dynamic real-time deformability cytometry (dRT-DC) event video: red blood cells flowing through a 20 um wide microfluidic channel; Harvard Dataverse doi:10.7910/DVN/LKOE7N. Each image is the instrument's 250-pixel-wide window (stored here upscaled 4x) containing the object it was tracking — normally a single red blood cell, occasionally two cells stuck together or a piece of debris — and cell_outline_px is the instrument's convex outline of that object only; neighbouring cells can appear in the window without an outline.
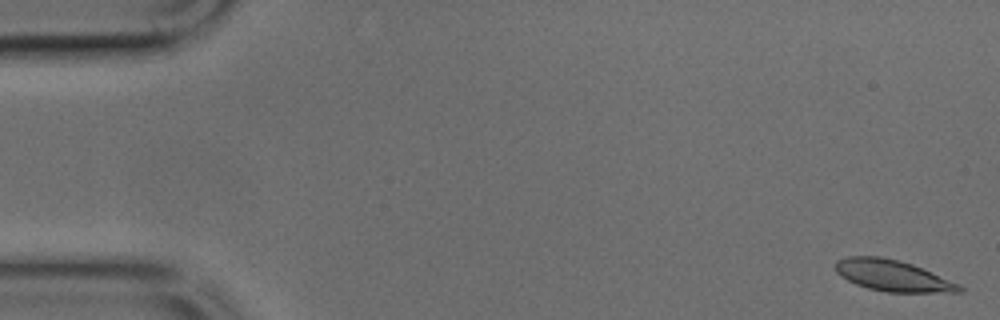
{"species": "common noctule bat (a hibernating species)", "species_latin": "Nyctalus noctula", "temperature_condition": "cold", "stored_images_in_passage": 48, "camera_frame_rate_fps": 3000, "um_per_image_px": 0.085, "animal": {"sex": "male", "body_mass_g": 17.9, "forearm_length_mm": 54.2}, "frame": {"image": 1, "passage_image": 1, "time_ms": 0.0, "image_size_px": [1000, 320], "cell_outline_px": [[964, 292], [888, 292], [868, 288], [856, 284], [840, 276], [836, 272], [836, 260], [848, 256], [880, 256], [900, 260], [912, 264], [960, 284], [964, 288]], "centroid_in_image_um": [75.88, 23.42], "position_along_channel_um": 9.1, "area_um2": 22.48}}
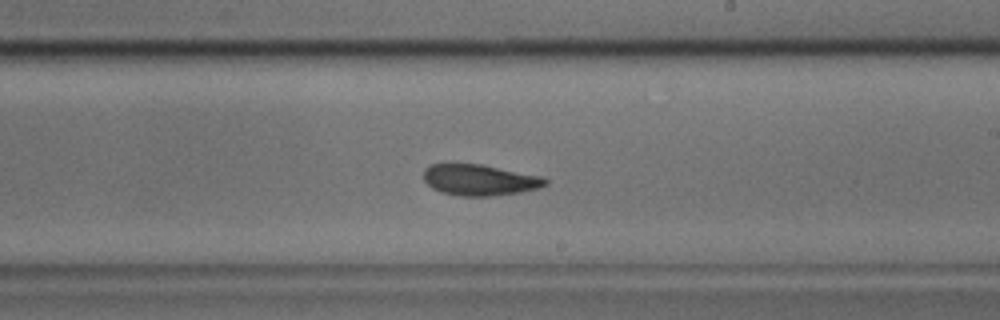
{"frame": {"image": 2, "passage_image": 28, "time_ms": 9.0, "image_size_px": [1000, 320], "cell_outline_px": [[548, 184], [540, 188], [520, 192], [488, 196], [460, 196], [444, 192], [432, 188], [424, 180], [424, 168], [432, 164], [480, 164], [544, 176], [548, 180]], "centroid_in_image_um": [40.81, 15.29], "position_along_channel_um": 248.2, "area_um2": 22.02}}
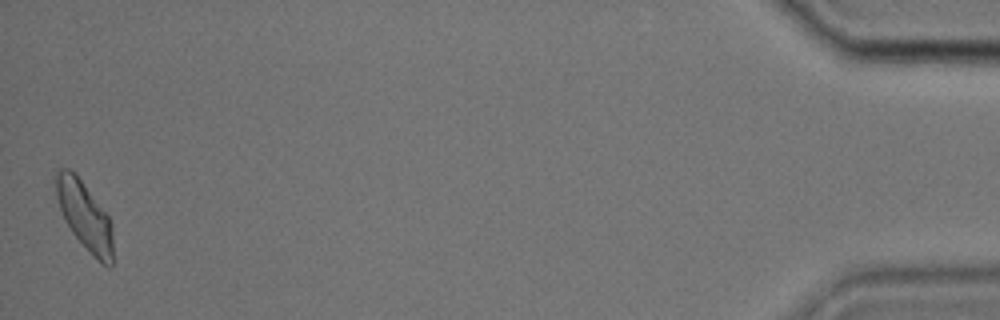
{"frame": {"image": 3, "passage_image": 48, "time_ms": 15.667, "image_size_px": [1000, 320], "cell_outline_px": [[112, 268], [108, 268], [100, 264], [72, 232], [64, 220], [56, 196], [52, 176], [56, 168], [68, 168], [80, 180], [108, 216], [112, 224]], "centroid_in_image_um": [7.15, 18.34], "position_along_channel_um": 428.0, "area_um2": 22.72}}